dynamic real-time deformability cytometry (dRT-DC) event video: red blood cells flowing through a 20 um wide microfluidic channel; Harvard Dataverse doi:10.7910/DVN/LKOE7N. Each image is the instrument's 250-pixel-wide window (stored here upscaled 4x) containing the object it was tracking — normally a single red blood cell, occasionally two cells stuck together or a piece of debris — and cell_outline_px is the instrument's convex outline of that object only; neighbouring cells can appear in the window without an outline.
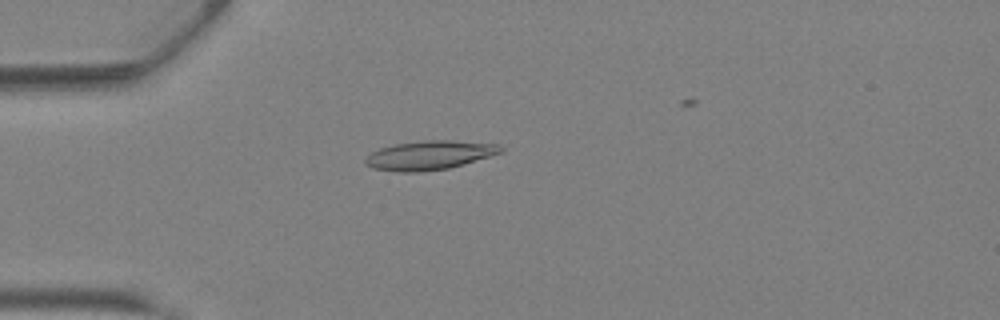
{"species": "Egyptian fruit bat (a non-hibernating species)", "species_latin": "Rousettus aegyptiacus", "temperature_condition": "warm", "stored_images_in_passage": 35, "camera_frame_rate_fps": 3000, "um_per_image_px": 0.085, "animal": {"sex": "female"}, "frame": {"image": 1, "passage_image": 9, "time_ms": 2.667, "image_size_px": [1000, 320], "cell_outline_px": [[504, 152], [464, 164], [448, 168], [420, 172], [396, 172], [372, 168], [364, 164], [364, 160], [372, 152], [380, 148], [396, 144], [424, 140], [452, 140], [500, 144], [504, 148]], "centroid_in_image_um": [36.53, 13.19], "position_along_channel_um": 48.5, "area_um2": 23.06}}
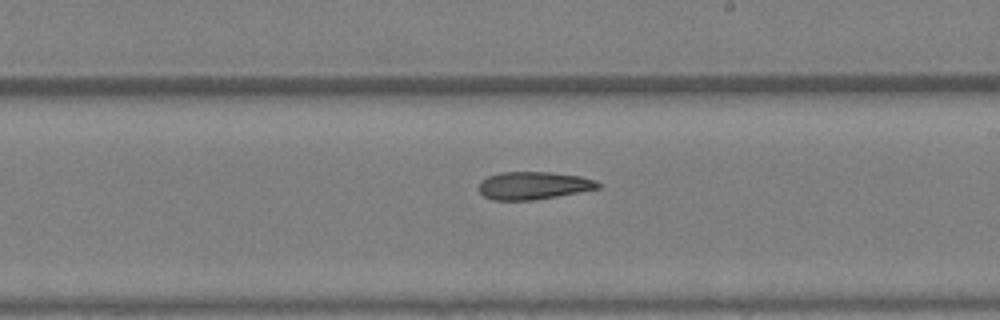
{"frame": {"image": 2, "passage_image": 22, "time_ms": 7.0, "image_size_px": [1000, 320], "cell_outline_px": [[600, 188], [556, 196], [532, 200], [492, 200], [484, 196], [480, 192], [480, 180], [488, 176], [504, 172], [552, 172], [580, 176], [596, 180], [600, 184]], "centroid_in_image_um": [45.34, 15.76], "position_along_channel_um": 243.7, "area_um2": 19.13}}
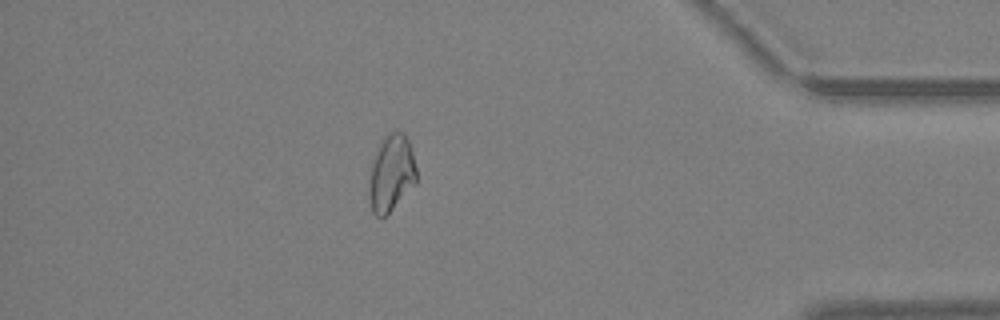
{"frame": {"image": 3, "passage_image": 34, "time_ms": 11.0, "image_size_px": [1000, 320], "cell_outline_px": [[416, 184], [384, 216], [376, 216], [372, 212], [368, 196], [368, 192], [372, 164], [380, 144], [384, 136], [388, 132], [404, 132], [408, 140], [412, 152], [416, 168]], "centroid_in_image_um": [33.26, 14.73], "position_along_channel_um": 401.9, "area_um2": 20.81}}